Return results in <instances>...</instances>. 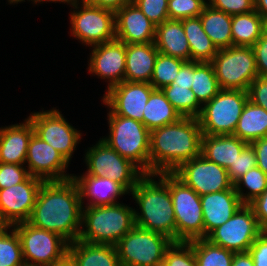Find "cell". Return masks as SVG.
<instances>
[{
    "mask_svg": "<svg viewBox=\"0 0 267 266\" xmlns=\"http://www.w3.org/2000/svg\"><path fill=\"white\" fill-rule=\"evenodd\" d=\"M264 33H267V16L263 18Z\"/></svg>",
    "mask_w": 267,
    "mask_h": 266,
    "instance_id": "57",
    "label": "cell"
},
{
    "mask_svg": "<svg viewBox=\"0 0 267 266\" xmlns=\"http://www.w3.org/2000/svg\"><path fill=\"white\" fill-rule=\"evenodd\" d=\"M262 232H267V189L249 203Z\"/></svg>",
    "mask_w": 267,
    "mask_h": 266,
    "instance_id": "48",
    "label": "cell"
},
{
    "mask_svg": "<svg viewBox=\"0 0 267 266\" xmlns=\"http://www.w3.org/2000/svg\"><path fill=\"white\" fill-rule=\"evenodd\" d=\"M88 4L99 6L101 8L117 11L124 5L133 2V0H83Z\"/></svg>",
    "mask_w": 267,
    "mask_h": 266,
    "instance_id": "51",
    "label": "cell"
},
{
    "mask_svg": "<svg viewBox=\"0 0 267 266\" xmlns=\"http://www.w3.org/2000/svg\"><path fill=\"white\" fill-rule=\"evenodd\" d=\"M248 100L247 91L221 89L216 96L202 106L198 116L202 134H234Z\"/></svg>",
    "mask_w": 267,
    "mask_h": 266,
    "instance_id": "7",
    "label": "cell"
},
{
    "mask_svg": "<svg viewBox=\"0 0 267 266\" xmlns=\"http://www.w3.org/2000/svg\"><path fill=\"white\" fill-rule=\"evenodd\" d=\"M180 114L167 100L161 89H154L144 107L142 123L149 131L177 122Z\"/></svg>",
    "mask_w": 267,
    "mask_h": 266,
    "instance_id": "30",
    "label": "cell"
},
{
    "mask_svg": "<svg viewBox=\"0 0 267 266\" xmlns=\"http://www.w3.org/2000/svg\"><path fill=\"white\" fill-rule=\"evenodd\" d=\"M247 144L233 134L202 135L201 155L227 170Z\"/></svg>",
    "mask_w": 267,
    "mask_h": 266,
    "instance_id": "26",
    "label": "cell"
},
{
    "mask_svg": "<svg viewBox=\"0 0 267 266\" xmlns=\"http://www.w3.org/2000/svg\"><path fill=\"white\" fill-rule=\"evenodd\" d=\"M232 266H254V262L248 251L235 252Z\"/></svg>",
    "mask_w": 267,
    "mask_h": 266,
    "instance_id": "52",
    "label": "cell"
},
{
    "mask_svg": "<svg viewBox=\"0 0 267 266\" xmlns=\"http://www.w3.org/2000/svg\"><path fill=\"white\" fill-rule=\"evenodd\" d=\"M202 135L198 118L191 117L150 131L149 173H172L198 157Z\"/></svg>",
    "mask_w": 267,
    "mask_h": 266,
    "instance_id": "2",
    "label": "cell"
},
{
    "mask_svg": "<svg viewBox=\"0 0 267 266\" xmlns=\"http://www.w3.org/2000/svg\"><path fill=\"white\" fill-rule=\"evenodd\" d=\"M12 227L20 238L26 266H54L67 259L69 243L62 236L28 222Z\"/></svg>",
    "mask_w": 267,
    "mask_h": 266,
    "instance_id": "6",
    "label": "cell"
},
{
    "mask_svg": "<svg viewBox=\"0 0 267 266\" xmlns=\"http://www.w3.org/2000/svg\"><path fill=\"white\" fill-rule=\"evenodd\" d=\"M186 61L158 53L150 84L154 89H162L171 84Z\"/></svg>",
    "mask_w": 267,
    "mask_h": 266,
    "instance_id": "38",
    "label": "cell"
},
{
    "mask_svg": "<svg viewBox=\"0 0 267 266\" xmlns=\"http://www.w3.org/2000/svg\"><path fill=\"white\" fill-rule=\"evenodd\" d=\"M156 25L131 2L115 11L116 39L125 44L153 43Z\"/></svg>",
    "mask_w": 267,
    "mask_h": 266,
    "instance_id": "20",
    "label": "cell"
},
{
    "mask_svg": "<svg viewBox=\"0 0 267 266\" xmlns=\"http://www.w3.org/2000/svg\"><path fill=\"white\" fill-rule=\"evenodd\" d=\"M192 85V61L185 62L179 72L177 73L175 80L168 86H191Z\"/></svg>",
    "mask_w": 267,
    "mask_h": 266,
    "instance_id": "50",
    "label": "cell"
},
{
    "mask_svg": "<svg viewBox=\"0 0 267 266\" xmlns=\"http://www.w3.org/2000/svg\"><path fill=\"white\" fill-rule=\"evenodd\" d=\"M233 135L248 144L267 137V110L248 100Z\"/></svg>",
    "mask_w": 267,
    "mask_h": 266,
    "instance_id": "31",
    "label": "cell"
},
{
    "mask_svg": "<svg viewBox=\"0 0 267 266\" xmlns=\"http://www.w3.org/2000/svg\"><path fill=\"white\" fill-rule=\"evenodd\" d=\"M73 179L76 181L80 196L81 204L84 206V199L89 198V202L86 206H106L114 205L117 202V198L129 194V192L118 182L113 181L108 177H96L91 175H73Z\"/></svg>",
    "mask_w": 267,
    "mask_h": 266,
    "instance_id": "22",
    "label": "cell"
},
{
    "mask_svg": "<svg viewBox=\"0 0 267 266\" xmlns=\"http://www.w3.org/2000/svg\"><path fill=\"white\" fill-rule=\"evenodd\" d=\"M24 165L5 164L0 162V189H6L24 182L30 174Z\"/></svg>",
    "mask_w": 267,
    "mask_h": 266,
    "instance_id": "43",
    "label": "cell"
},
{
    "mask_svg": "<svg viewBox=\"0 0 267 266\" xmlns=\"http://www.w3.org/2000/svg\"><path fill=\"white\" fill-rule=\"evenodd\" d=\"M257 167L256 154L251 144H247L237 156L234 164L227 169L228 177L234 184L250 169Z\"/></svg>",
    "mask_w": 267,
    "mask_h": 266,
    "instance_id": "41",
    "label": "cell"
},
{
    "mask_svg": "<svg viewBox=\"0 0 267 266\" xmlns=\"http://www.w3.org/2000/svg\"><path fill=\"white\" fill-rule=\"evenodd\" d=\"M172 173L199 196L231 189L234 186L224 167L208 160L201 154L183 162Z\"/></svg>",
    "mask_w": 267,
    "mask_h": 266,
    "instance_id": "15",
    "label": "cell"
},
{
    "mask_svg": "<svg viewBox=\"0 0 267 266\" xmlns=\"http://www.w3.org/2000/svg\"><path fill=\"white\" fill-rule=\"evenodd\" d=\"M207 4L230 15L246 14L255 10L254 0H208Z\"/></svg>",
    "mask_w": 267,
    "mask_h": 266,
    "instance_id": "44",
    "label": "cell"
},
{
    "mask_svg": "<svg viewBox=\"0 0 267 266\" xmlns=\"http://www.w3.org/2000/svg\"><path fill=\"white\" fill-rule=\"evenodd\" d=\"M182 25L190 47L191 61L211 62L218 49L205 33L200 17L183 19Z\"/></svg>",
    "mask_w": 267,
    "mask_h": 266,
    "instance_id": "29",
    "label": "cell"
},
{
    "mask_svg": "<svg viewBox=\"0 0 267 266\" xmlns=\"http://www.w3.org/2000/svg\"><path fill=\"white\" fill-rule=\"evenodd\" d=\"M233 185L241 202L249 204L267 189V174L258 167H254L240 177ZM242 187L246 188V193L242 191Z\"/></svg>",
    "mask_w": 267,
    "mask_h": 266,
    "instance_id": "36",
    "label": "cell"
},
{
    "mask_svg": "<svg viewBox=\"0 0 267 266\" xmlns=\"http://www.w3.org/2000/svg\"><path fill=\"white\" fill-rule=\"evenodd\" d=\"M133 3L156 26L169 19L168 0H133Z\"/></svg>",
    "mask_w": 267,
    "mask_h": 266,
    "instance_id": "42",
    "label": "cell"
},
{
    "mask_svg": "<svg viewBox=\"0 0 267 266\" xmlns=\"http://www.w3.org/2000/svg\"><path fill=\"white\" fill-rule=\"evenodd\" d=\"M25 2V0H8V2L10 3V4H17L18 2L20 3V2ZM30 1V0H29ZM32 2H34V0H31Z\"/></svg>",
    "mask_w": 267,
    "mask_h": 266,
    "instance_id": "58",
    "label": "cell"
},
{
    "mask_svg": "<svg viewBox=\"0 0 267 266\" xmlns=\"http://www.w3.org/2000/svg\"><path fill=\"white\" fill-rule=\"evenodd\" d=\"M28 173L43 181H63L73 178L67 174L69 162L50 144L35 133L32 134L27 149L26 162Z\"/></svg>",
    "mask_w": 267,
    "mask_h": 266,
    "instance_id": "17",
    "label": "cell"
},
{
    "mask_svg": "<svg viewBox=\"0 0 267 266\" xmlns=\"http://www.w3.org/2000/svg\"><path fill=\"white\" fill-rule=\"evenodd\" d=\"M191 90L202 106L220 92L221 88L210 62L192 61Z\"/></svg>",
    "mask_w": 267,
    "mask_h": 266,
    "instance_id": "33",
    "label": "cell"
},
{
    "mask_svg": "<svg viewBox=\"0 0 267 266\" xmlns=\"http://www.w3.org/2000/svg\"><path fill=\"white\" fill-rule=\"evenodd\" d=\"M156 266H167L164 262L157 264Z\"/></svg>",
    "mask_w": 267,
    "mask_h": 266,
    "instance_id": "59",
    "label": "cell"
},
{
    "mask_svg": "<svg viewBox=\"0 0 267 266\" xmlns=\"http://www.w3.org/2000/svg\"><path fill=\"white\" fill-rule=\"evenodd\" d=\"M0 266H26L20 238L13 227L0 232Z\"/></svg>",
    "mask_w": 267,
    "mask_h": 266,
    "instance_id": "37",
    "label": "cell"
},
{
    "mask_svg": "<svg viewBox=\"0 0 267 266\" xmlns=\"http://www.w3.org/2000/svg\"><path fill=\"white\" fill-rule=\"evenodd\" d=\"M263 32V17L256 10L232 15L231 34L234 46L252 47Z\"/></svg>",
    "mask_w": 267,
    "mask_h": 266,
    "instance_id": "32",
    "label": "cell"
},
{
    "mask_svg": "<svg viewBox=\"0 0 267 266\" xmlns=\"http://www.w3.org/2000/svg\"><path fill=\"white\" fill-rule=\"evenodd\" d=\"M199 17L205 33L218 50L233 46L232 15L216 10L207 4Z\"/></svg>",
    "mask_w": 267,
    "mask_h": 266,
    "instance_id": "28",
    "label": "cell"
},
{
    "mask_svg": "<svg viewBox=\"0 0 267 266\" xmlns=\"http://www.w3.org/2000/svg\"><path fill=\"white\" fill-rule=\"evenodd\" d=\"M67 258L74 266H121L115 246L81 240L69 243Z\"/></svg>",
    "mask_w": 267,
    "mask_h": 266,
    "instance_id": "27",
    "label": "cell"
},
{
    "mask_svg": "<svg viewBox=\"0 0 267 266\" xmlns=\"http://www.w3.org/2000/svg\"><path fill=\"white\" fill-rule=\"evenodd\" d=\"M61 2V3H67V4H69V5H73V4H75L77 1H79V0H34V3L36 4V3H40V2Z\"/></svg>",
    "mask_w": 267,
    "mask_h": 266,
    "instance_id": "54",
    "label": "cell"
},
{
    "mask_svg": "<svg viewBox=\"0 0 267 266\" xmlns=\"http://www.w3.org/2000/svg\"><path fill=\"white\" fill-rule=\"evenodd\" d=\"M109 136L102 138L122 157L149 173L150 131L140 121L108 113Z\"/></svg>",
    "mask_w": 267,
    "mask_h": 266,
    "instance_id": "5",
    "label": "cell"
},
{
    "mask_svg": "<svg viewBox=\"0 0 267 266\" xmlns=\"http://www.w3.org/2000/svg\"><path fill=\"white\" fill-rule=\"evenodd\" d=\"M167 236L134 226L115 245L121 266H156L172 244Z\"/></svg>",
    "mask_w": 267,
    "mask_h": 266,
    "instance_id": "9",
    "label": "cell"
},
{
    "mask_svg": "<svg viewBox=\"0 0 267 266\" xmlns=\"http://www.w3.org/2000/svg\"><path fill=\"white\" fill-rule=\"evenodd\" d=\"M248 252L252 256L254 266H267V232H262L257 237Z\"/></svg>",
    "mask_w": 267,
    "mask_h": 266,
    "instance_id": "47",
    "label": "cell"
},
{
    "mask_svg": "<svg viewBox=\"0 0 267 266\" xmlns=\"http://www.w3.org/2000/svg\"><path fill=\"white\" fill-rule=\"evenodd\" d=\"M153 90L150 83L123 81L107 90L102 101L115 115L142 122L144 107Z\"/></svg>",
    "mask_w": 267,
    "mask_h": 266,
    "instance_id": "18",
    "label": "cell"
},
{
    "mask_svg": "<svg viewBox=\"0 0 267 266\" xmlns=\"http://www.w3.org/2000/svg\"><path fill=\"white\" fill-rule=\"evenodd\" d=\"M159 176V177H158ZM159 178L156 181L153 178ZM140 209L135 225L167 236L176 242V222L169 189V173H145L130 192Z\"/></svg>",
    "mask_w": 267,
    "mask_h": 266,
    "instance_id": "3",
    "label": "cell"
},
{
    "mask_svg": "<svg viewBox=\"0 0 267 266\" xmlns=\"http://www.w3.org/2000/svg\"><path fill=\"white\" fill-rule=\"evenodd\" d=\"M158 53L154 42L126 44L124 81L150 83Z\"/></svg>",
    "mask_w": 267,
    "mask_h": 266,
    "instance_id": "24",
    "label": "cell"
},
{
    "mask_svg": "<svg viewBox=\"0 0 267 266\" xmlns=\"http://www.w3.org/2000/svg\"><path fill=\"white\" fill-rule=\"evenodd\" d=\"M163 262L167 266H198L192 241L172 242L166 249Z\"/></svg>",
    "mask_w": 267,
    "mask_h": 266,
    "instance_id": "39",
    "label": "cell"
},
{
    "mask_svg": "<svg viewBox=\"0 0 267 266\" xmlns=\"http://www.w3.org/2000/svg\"><path fill=\"white\" fill-rule=\"evenodd\" d=\"M200 199L204 221V238L227 222L243 204L234 186L231 189L202 195Z\"/></svg>",
    "mask_w": 267,
    "mask_h": 266,
    "instance_id": "21",
    "label": "cell"
},
{
    "mask_svg": "<svg viewBox=\"0 0 267 266\" xmlns=\"http://www.w3.org/2000/svg\"><path fill=\"white\" fill-rule=\"evenodd\" d=\"M43 182L30 175L20 184L0 189V215L8 227L28 222Z\"/></svg>",
    "mask_w": 267,
    "mask_h": 266,
    "instance_id": "16",
    "label": "cell"
},
{
    "mask_svg": "<svg viewBox=\"0 0 267 266\" xmlns=\"http://www.w3.org/2000/svg\"><path fill=\"white\" fill-rule=\"evenodd\" d=\"M221 89L248 91L258 77L256 60L250 46L220 49L210 62Z\"/></svg>",
    "mask_w": 267,
    "mask_h": 266,
    "instance_id": "8",
    "label": "cell"
},
{
    "mask_svg": "<svg viewBox=\"0 0 267 266\" xmlns=\"http://www.w3.org/2000/svg\"><path fill=\"white\" fill-rule=\"evenodd\" d=\"M252 49L256 60L258 76L267 77V33L263 32L262 36L252 46Z\"/></svg>",
    "mask_w": 267,
    "mask_h": 266,
    "instance_id": "46",
    "label": "cell"
},
{
    "mask_svg": "<svg viewBox=\"0 0 267 266\" xmlns=\"http://www.w3.org/2000/svg\"><path fill=\"white\" fill-rule=\"evenodd\" d=\"M192 248L198 266H232L235 252L212 244L206 238L193 240Z\"/></svg>",
    "mask_w": 267,
    "mask_h": 266,
    "instance_id": "34",
    "label": "cell"
},
{
    "mask_svg": "<svg viewBox=\"0 0 267 266\" xmlns=\"http://www.w3.org/2000/svg\"><path fill=\"white\" fill-rule=\"evenodd\" d=\"M134 213L135 208L123 203L82 207L83 227L78 240L115 246L135 226Z\"/></svg>",
    "mask_w": 267,
    "mask_h": 266,
    "instance_id": "4",
    "label": "cell"
},
{
    "mask_svg": "<svg viewBox=\"0 0 267 266\" xmlns=\"http://www.w3.org/2000/svg\"><path fill=\"white\" fill-rule=\"evenodd\" d=\"M7 227H8L7 224L4 222V220L2 219L0 215V232L5 230Z\"/></svg>",
    "mask_w": 267,
    "mask_h": 266,
    "instance_id": "56",
    "label": "cell"
},
{
    "mask_svg": "<svg viewBox=\"0 0 267 266\" xmlns=\"http://www.w3.org/2000/svg\"><path fill=\"white\" fill-rule=\"evenodd\" d=\"M52 109L34 112L28 119L33 125L34 133L61 153L70 163L82 135L80 130L78 131L66 121L59 110Z\"/></svg>",
    "mask_w": 267,
    "mask_h": 266,
    "instance_id": "14",
    "label": "cell"
},
{
    "mask_svg": "<svg viewBox=\"0 0 267 266\" xmlns=\"http://www.w3.org/2000/svg\"><path fill=\"white\" fill-rule=\"evenodd\" d=\"M255 10L264 18L267 16V0H254Z\"/></svg>",
    "mask_w": 267,
    "mask_h": 266,
    "instance_id": "53",
    "label": "cell"
},
{
    "mask_svg": "<svg viewBox=\"0 0 267 266\" xmlns=\"http://www.w3.org/2000/svg\"><path fill=\"white\" fill-rule=\"evenodd\" d=\"M161 90L181 117L198 118L202 105L197 101L191 86H165Z\"/></svg>",
    "mask_w": 267,
    "mask_h": 266,
    "instance_id": "35",
    "label": "cell"
},
{
    "mask_svg": "<svg viewBox=\"0 0 267 266\" xmlns=\"http://www.w3.org/2000/svg\"><path fill=\"white\" fill-rule=\"evenodd\" d=\"M154 44L159 53L191 61L190 47L182 20L168 19L156 26Z\"/></svg>",
    "mask_w": 267,
    "mask_h": 266,
    "instance_id": "25",
    "label": "cell"
},
{
    "mask_svg": "<svg viewBox=\"0 0 267 266\" xmlns=\"http://www.w3.org/2000/svg\"><path fill=\"white\" fill-rule=\"evenodd\" d=\"M169 189L175 214L176 242L204 238L200 196L173 173H169Z\"/></svg>",
    "mask_w": 267,
    "mask_h": 266,
    "instance_id": "10",
    "label": "cell"
},
{
    "mask_svg": "<svg viewBox=\"0 0 267 266\" xmlns=\"http://www.w3.org/2000/svg\"><path fill=\"white\" fill-rule=\"evenodd\" d=\"M78 4L82 5L81 8ZM72 7L77 11H71L70 30L77 40L86 46H94L116 39L115 11L88 4L83 0L80 3L77 1Z\"/></svg>",
    "mask_w": 267,
    "mask_h": 266,
    "instance_id": "12",
    "label": "cell"
},
{
    "mask_svg": "<svg viewBox=\"0 0 267 266\" xmlns=\"http://www.w3.org/2000/svg\"><path fill=\"white\" fill-rule=\"evenodd\" d=\"M88 71L108 80L106 90L124 81L126 69V44L117 39L91 46Z\"/></svg>",
    "mask_w": 267,
    "mask_h": 266,
    "instance_id": "19",
    "label": "cell"
},
{
    "mask_svg": "<svg viewBox=\"0 0 267 266\" xmlns=\"http://www.w3.org/2000/svg\"><path fill=\"white\" fill-rule=\"evenodd\" d=\"M256 154L257 167L267 174V137L250 143Z\"/></svg>",
    "mask_w": 267,
    "mask_h": 266,
    "instance_id": "49",
    "label": "cell"
},
{
    "mask_svg": "<svg viewBox=\"0 0 267 266\" xmlns=\"http://www.w3.org/2000/svg\"><path fill=\"white\" fill-rule=\"evenodd\" d=\"M34 128L27 118L17 123L0 128V162L5 164L25 165L29 140Z\"/></svg>",
    "mask_w": 267,
    "mask_h": 266,
    "instance_id": "23",
    "label": "cell"
},
{
    "mask_svg": "<svg viewBox=\"0 0 267 266\" xmlns=\"http://www.w3.org/2000/svg\"><path fill=\"white\" fill-rule=\"evenodd\" d=\"M207 0H168V16L172 20L199 17Z\"/></svg>",
    "mask_w": 267,
    "mask_h": 266,
    "instance_id": "40",
    "label": "cell"
},
{
    "mask_svg": "<svg viewBox=\"0 0 267 266\" xmlns=\"http://www.w3.org/2000/svg\"><path fill=\"white\" fill-rule=\"evenodd\" d=\"M54 266H74L72 262L67 258L64 262L54 265Z\"/></svg>",
    "mask_w": 267,
    "mask_h": 266,
    "instance_id": "55",
    "label": "cell"
},
{
    "mask_svg": "<svg viewBox=\"0 0 267 266\" xmlns=\"http://www.w3.org/2000/svg\"><path fill=\"white\" fill-rule=\"evenodd\" d=\"M262 233L249 204H242L224 224L214 229L206 239L233 252H245Z\"/></svg>",
    "mask_w": 267,
    "mask_h": 266,
    "instance_id": "13",
    "label": "cell"
},
{
    "mask_svg": "<svg viewBox=\"0 0 267 266\" xmlns=\"http://www.w3.org/2000/svg\"><path fill=\"white\" fill-rule=\"evenodd\" d=\"M249 100L265 110H267V77L258 76L255 78L248 89Z\"/></svg>",
    "mask_w": 267,
    "mask_h": 266,
    "instance_id": "45",
    "label": "cell"
},
{
    "mask_svg": "<svg viewBox=\"0 0 267 266\" xmlns=\"http://www.w3.org/2000/svg\"><path fill=\"white\" fill-rule=\"evenodd\" d=\"M82 204L76 181H44L28 223L54 232L68 243L77 241L81 231Z\"/></svg>",
    "mask_w": 267,
    "mask_h": 266,
    "instance_id": "1",
    "label": "cell"
},
{
    "mask_svg": "<svg viewBox=\"0 0 267 266\" xmlns=\"http://www.w3.org/2000/svg\"><path fill=\"white\" fill-rule=\"evenodd\" d=\"M87 172L84 175L108 177L121 184L129 193L145 174L131 160L122 157L117 151L100 140L85 153Z\"/></svg>",
    "mask_w": 267,
    "mask_h": 266,
    "instance_id": "11",
    "label": "cell"
}]
</instances>
